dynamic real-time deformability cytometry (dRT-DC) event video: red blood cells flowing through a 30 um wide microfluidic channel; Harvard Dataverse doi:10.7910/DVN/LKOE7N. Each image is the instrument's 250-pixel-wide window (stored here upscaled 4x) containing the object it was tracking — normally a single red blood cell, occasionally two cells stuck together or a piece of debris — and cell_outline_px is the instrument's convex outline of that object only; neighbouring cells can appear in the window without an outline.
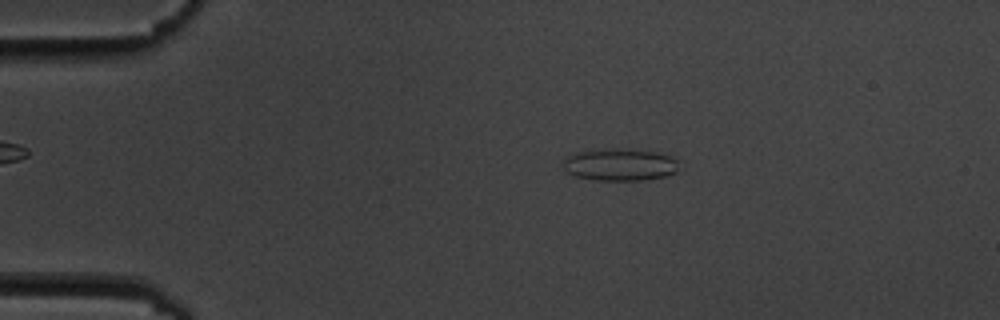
{"species": "common noctule bat (a hibernating species)", "species_latin": "Nyctalus noctula", "temperature_condition": "cold", "stored_images_in_passage": 9, "camera_frame_rate_fps": 3000, "um_per_image_px": 0.085, "animal": {"sex": "male", "body_mass_g": 19.5, "forearm_length_mm": 54.6}, "frame": {"image": 1, "passage_image": 4, "time_ms": 3.333, "image_size_px": [1000, 320], "cell_outline_px": [[676, 172], [664, 176], [640, 180], [596, 180], [576, 176], [564, 172], [564, 160], [568, 156], [576, 152], [616, 148], [656, 152], [668, 156], [676, 160]], "centroid_in_image_um": [52.63, 14.0], "position_along_channel_um": 32.4, "area_um2": 21.33}}
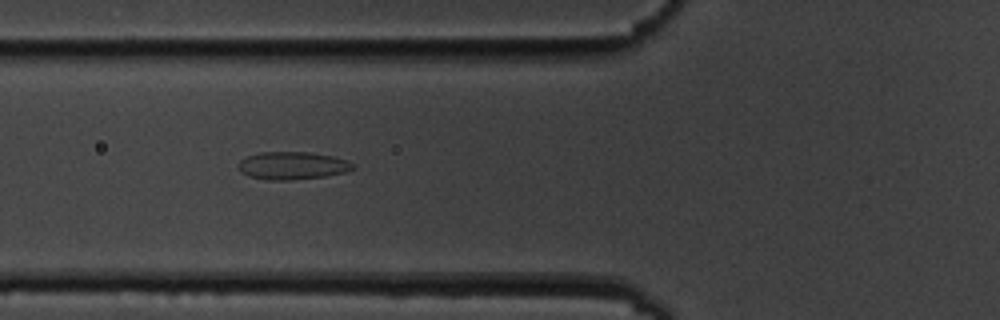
{"frame": {"image": 2, "passage_image": 7, "time_ms": 6.667, "image_size_px": [1000, 320], "cell_outline_px": [[356, 168], [344, 172], [324, 176], [288, 180], [264, 180], [248, 176], [240, 172], [240, 160], [248, 156], [260, 152], [308, 152], [332, 156], [348, 160], [356, 164]], "centroid_in_image_um": [24.88, 14.08], "position_along_channel_um": 100.9, "area_um2": 18.5}}
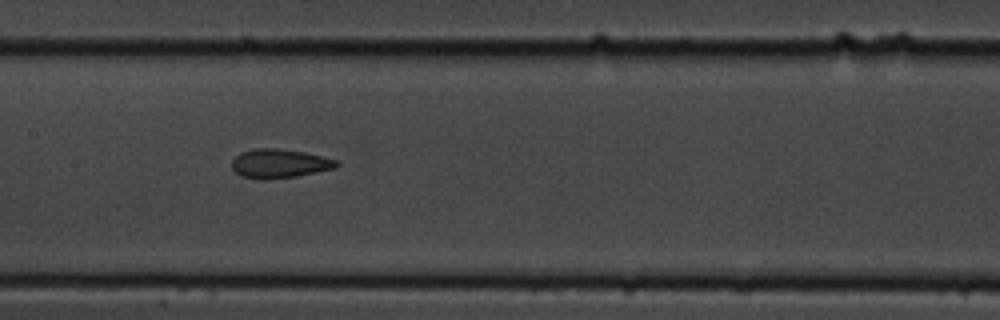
{"frame": {"image": 3, "passage_image": 9, "time_ms": 9.0, "image_size_px": [1000, 320], "cell_outline_px": [[340, 164], [336, 168], [296, 176], [264, 180], [256, 180], [240, 176], [232, 168], [232, 160], [240, 152], [252, 148], [276, 148], [304, 152], [336, 160]], "centroid_in_image_um": [23.71, 13.91], "position_along_channel_um": 183.7, "area_um2": 17.8}}